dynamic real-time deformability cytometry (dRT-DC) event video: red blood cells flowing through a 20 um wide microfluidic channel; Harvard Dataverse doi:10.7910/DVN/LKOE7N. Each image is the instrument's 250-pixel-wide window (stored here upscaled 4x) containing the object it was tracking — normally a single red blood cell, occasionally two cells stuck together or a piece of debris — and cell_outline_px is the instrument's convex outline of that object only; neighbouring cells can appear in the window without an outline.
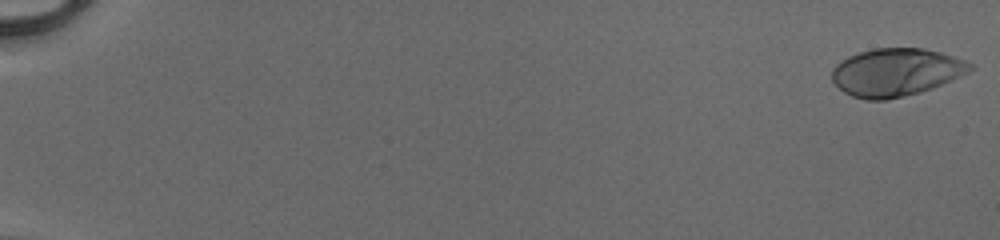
{"species": "human", "species_latin": "Homo sapiens", "temperature_condition": "cold", "stored_images_in_passage": 52, "camera_frame_rate_fps": 3000, "um_per_image_px": 0.085, "donor": {"sex": "male"}, "frame": {"image": 1, "passage_image": 1, "time_ms": 0.0, "image_size_px": [1000, 240], "cell_outline_px": [[972, 68], [968, 72], [932, 88], [920, 92], [904, 96], [884, 100], [864, 100], [852, 96], [844, 92], [832, 80], [832, 68], [836, 64], [848, 56], [860, 52], [876, 48], [924, 48], [940, 52], [964, 60], [972, 64]], "centroid_in_image_um": [76.13, 6.14], "position_along_channel_um": 8.9, "area_um2": 38.21}}
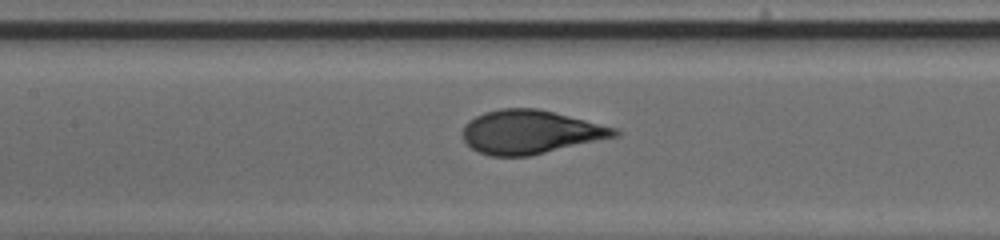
{"frame": {"image": 2, "passage_image": 27, "time_ms": 8.667, "image_size_px": [1000, 240], "cell_outline_px": [[620, 136], [528, 156], [492, 156], [480, 152], [472, 148], [464, 140], [460, 132], [464, 124], [468, 120], [484, 112], [500, 108], [536, 108], [620, 128]], "centroid_in_image_um": [45.09, 11.21], "position_along_channel_um": 162.3, "area_um2": 38.84}}
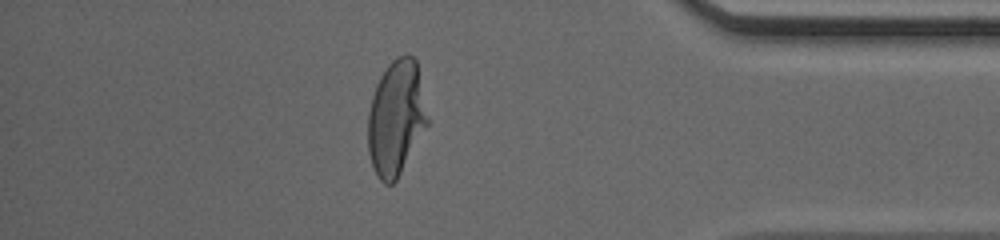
{"frame": {"image": 3, "passage_image": 46, "time_ms": 15.0, "image_size_px": [1000, 240], "cell_outline_px": [[428, 124], [396, 180], [392, 184], [384, 184], [380, 180], [372, 164], [368, 152], [368, 112], [372, 96], [376, 84], [380, 76], [388, 64], [396, 56], [404, 52], [408, 52], [416, 60], [428, 120]], "centroid_in_image_um": [33.65, 9.98], "position_along_channel_um": 401.6, "area_um2": 39.71}, "authors_computed_cell_mechanics": {"area_um2": 38.726, "velocity_mm_per_s": 4.1534, "shape_relaxation_time_tau1_ms": 4.2111, "shape_relaxation_time_tau2_ms": null, "deformation_change_tau1": 0.2149, "deformation_change_tau2": null}}